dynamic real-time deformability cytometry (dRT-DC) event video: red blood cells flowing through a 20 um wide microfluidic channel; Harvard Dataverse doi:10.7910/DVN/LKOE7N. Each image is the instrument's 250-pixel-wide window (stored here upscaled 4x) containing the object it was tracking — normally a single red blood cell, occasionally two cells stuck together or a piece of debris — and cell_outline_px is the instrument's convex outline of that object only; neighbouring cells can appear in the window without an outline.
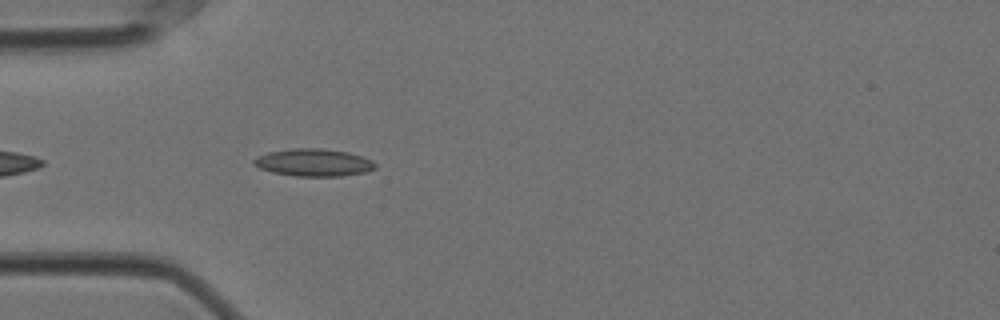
{"species": "Egyptian fruit bat (a non-hibernating species)", "species_latin": "Rousettus aegyptiacus", "temperature_condition": "cold", "stored_images_in_passage": 44, "camera_frame_rate_fps": 3000, "um_per_image_px": 0.085, "animal": {"sex": "female"}, "frame": {"image": 1, "passage_image": 4, "time_ms": 1.0, "image_size_px": [1000, 320], "cell_outline_px": [[376, 168], [364, 172], [340, 176], [296, 176], [272, 172], [260, 168], [252, 164], [252, 160], [256, 156], [268, 152], [292, 148], [320, 148], [348, 152], [372, 160], [376, 164]], "centroid_in_image_um": [26.62, 13.81], "position_along_channel_um": 58.4, "area_um2": 19.42}}
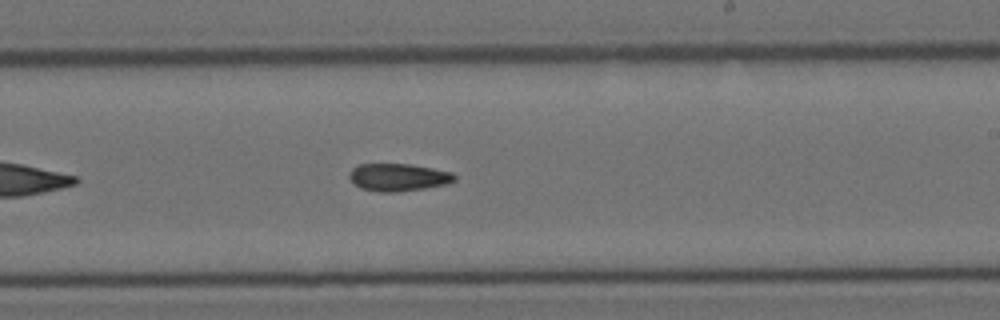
{"frame": {"image": 2, "passage_image": 21, "time_ms": 6.667, "image_size_px": [1000, 320], "cell_outline_px": [[456, 180], [448, 184], [424, 188], [396, 192], [376, 192], [360, 188], [348, 176], [348, 172], [352, 168], [360, 164], [408, 164], [432, 168], [452, 172], [456, 176]], "centroid_in_image_um": [33.85, 15.07], "position_along_channel_um": 255.1, "area_um2": 16.94}}
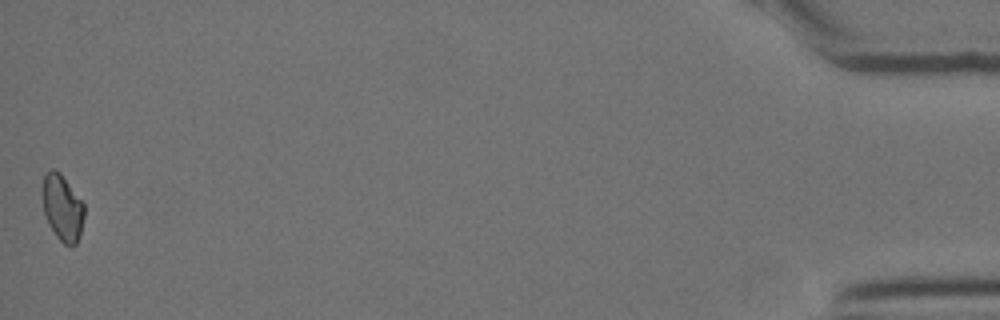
{"frame": {"image": 3, "passage_image": 44, "time_ms": 14.333, "image_size_px": [1000, 320], "cell_outline_px": [[84, 216], [80, 232], [76, 244], [72, 248], [64, 244], [56, 236], [48, 224], [44, 212], [44, 176], [52, 168], [60, 172], [84, 204]], "centroid_in_image_um": [5.33, 17.7], "position_along_channel_um": 429.9, "area_um2": 15.78}}